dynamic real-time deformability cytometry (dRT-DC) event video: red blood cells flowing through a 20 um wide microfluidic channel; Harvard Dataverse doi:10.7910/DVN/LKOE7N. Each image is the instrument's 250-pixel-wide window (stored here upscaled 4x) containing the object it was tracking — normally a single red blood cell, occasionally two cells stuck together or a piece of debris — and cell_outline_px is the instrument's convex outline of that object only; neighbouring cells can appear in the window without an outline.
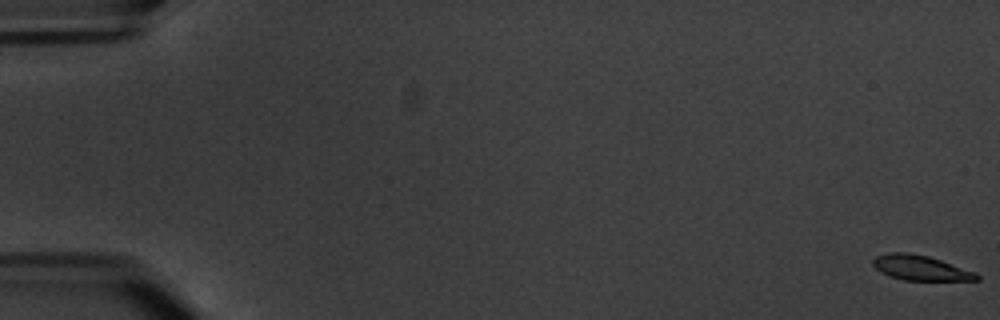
{"species": "common noctule bat (a hibernating species)", "species_latin": "Nyctalus noctula", "temperature_condition": "warm", "stored_images_in_passage": 10, "camera_frame_rate_fps": 3000, "um_per_image_px": 0.085, "animal": {"sex": "male", "body_mass_g": 20.1, "forearm_length_mm": 53.5}, "frame": {"image": 1, "passage_image": 1, "time_ms": 0.0, "image_size_px": [1000, 320], "cell_outline_px": [[980, 280], [904, 280], [888, 276], [880, 272], [872, 264], [872, 260], [876, 256], [888, 252], [908, 252], [928, 256], [976, 272], [980, 276]], "centroid_in_image_um": [78.22, 22.76], "position_along_channel_um": 6.8, "area_um2": 15.14}}
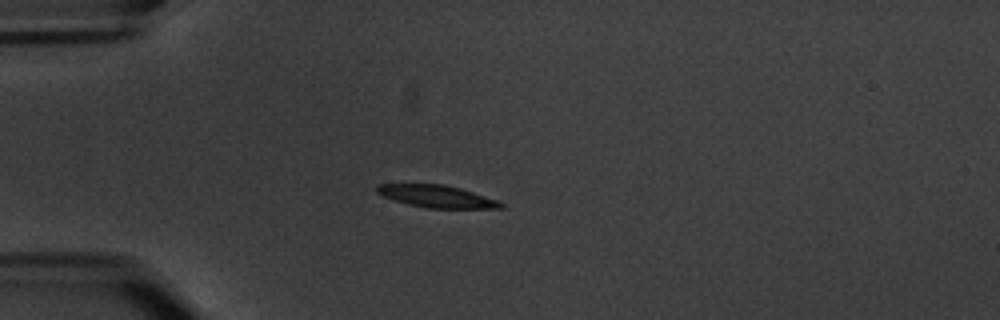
{"frame": {"image": 2, "passage_image": 5, "time_ms": 5.667, "image_size_px": [1000, 320], "cell_outline_px": [[504, 208], [428, 208], [408, 204], [384, 196], [376, 192], [376, 184], [444, 184], [460, 188], [496, 200], [504, 204]], "centroid_in_image_um": [37.11, 16.68], "position_along_channel_um": 47.9, "area_um2": 15.84}}
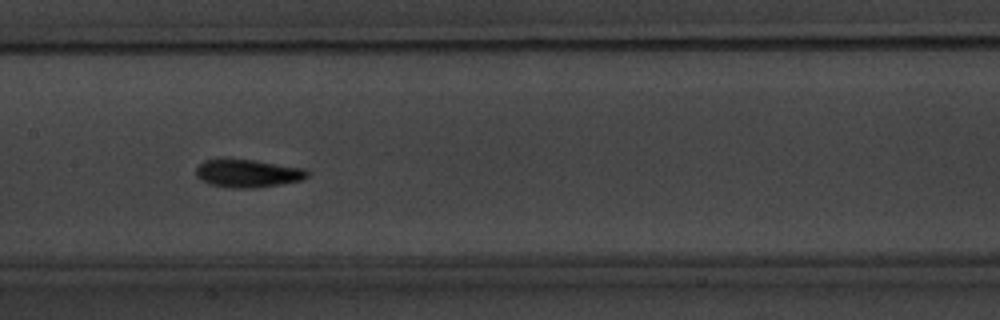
{"frame": {"image": 3, "passage_image": 9, "time_ms": 10.333, "image_size_px": [1000, 320], "cell_outline_px": [[308, 176], [300, 180], [280, 184], [252, 188], [224, 188], [200, 180], [196, 176], [196, 168], [204, 160], [220, 156], [256, 160], [304, 168], [308, 172]], "centroid_in_image_um": [20.97, 14.7], "position_along_channel_um": 186.4, "area_um2": 18.67}}